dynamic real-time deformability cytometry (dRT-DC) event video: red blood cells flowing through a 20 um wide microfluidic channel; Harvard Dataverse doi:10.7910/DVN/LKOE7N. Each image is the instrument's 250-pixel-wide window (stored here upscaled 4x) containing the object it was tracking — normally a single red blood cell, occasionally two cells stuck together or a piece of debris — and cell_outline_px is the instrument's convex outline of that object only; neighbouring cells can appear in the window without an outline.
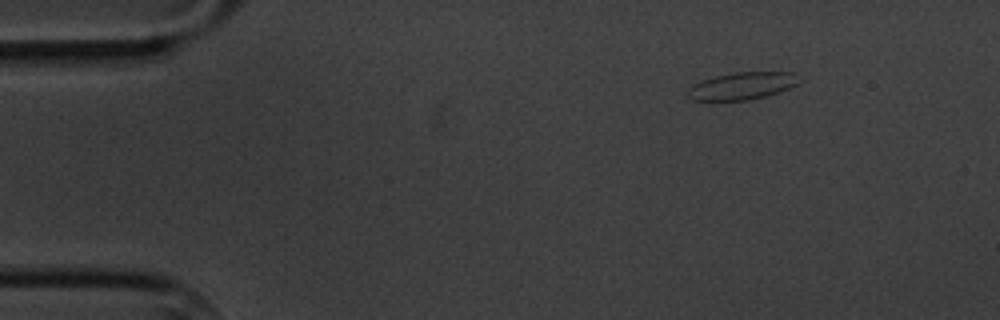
{"species": "common noctule bat (a hibernating species)", "species_latin": "Nyctalus noctula", "temperature_condition": "cold", "stored_images_in_passage": 4, "camera_frame_rate_fps": 3000, "um_per_image_px": 0.085, "animal": {"sex": "male", "body_mass_g": 20.1, "forearm_length_mm": 53.5}, "frame": {"image": 1, "passage_image": 1, "time_ms": 0.0, "image_size_px": [1000, 320], "cell_outline_px": [[804, 80], [788, 88], [764, 96], [748, 100], [692, 100], [688, 96], [688, 88], [700, 80], [716, 76], [736, 72], [796, 72]], "centroid_in_image_um": [63.11, 7.28], "position_along_channel_um": 21.9, "area_um2": 17.69}}